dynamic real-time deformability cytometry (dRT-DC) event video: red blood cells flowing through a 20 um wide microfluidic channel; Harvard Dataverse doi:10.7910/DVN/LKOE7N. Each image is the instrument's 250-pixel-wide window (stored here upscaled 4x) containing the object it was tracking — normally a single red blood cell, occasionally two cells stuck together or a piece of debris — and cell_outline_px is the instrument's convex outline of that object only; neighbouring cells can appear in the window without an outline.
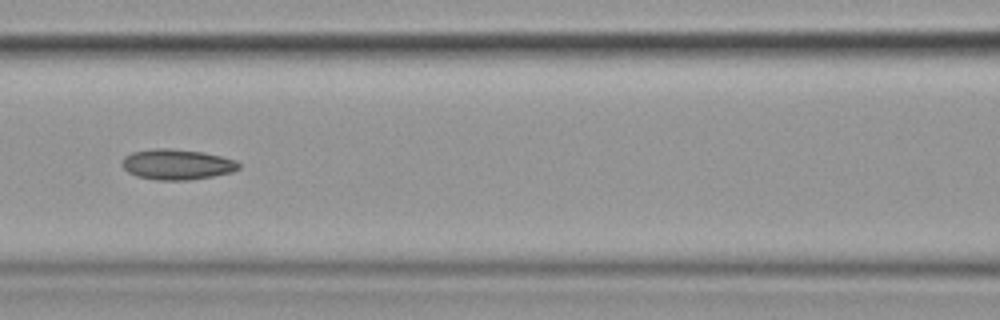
{"species": "common noctule bat (a hibernating species)", "species_latin": "Nyctalus noctula", "temperature_condition": "cold", "stored_images_in_passage": 15, "camera_frame_rate_fps": 3000, "um_per_image_px": 0.085, "animal": {"sex": "female", "body_mass_g": 19.9}, "frame": {"image": 1, "passage_image": 7, "time_ms": 8.333, "image_size_px": [1000, 320], "cell_outline_px": [[240, 168], [232, 172], [212, 176], [188, 180], [156, 180], [136, 176], [128, 172], [120, 164], [124, 156], [132, 152], [156, 148], [172, 148], [204, 152], [236, 160], [240, 164]], "centroid_in_image_um": [15.02, 13.97], "position_along_channel_um": 151.6, "area_um2": 20.87}}
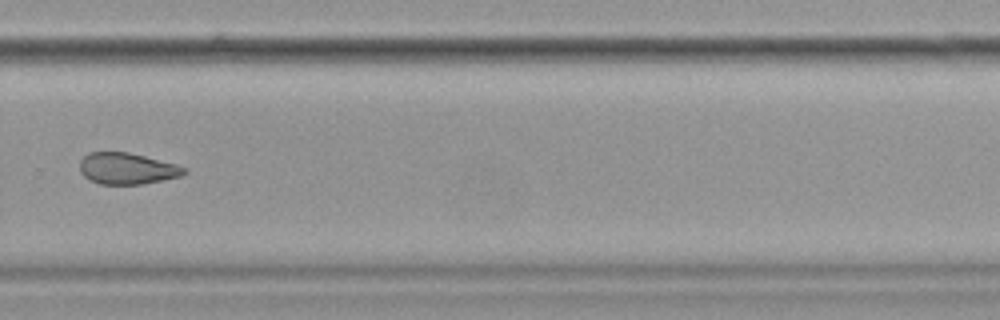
{"frame": {"image": 2, "passage_image": 11, "time_ms": 13.0, "image_size_px": [1000, 320], "cell_outline_px": [[188, 172], [180, 176], [140, 184], [100, 184], [84, 176], [80, 172], [80, 160], [88, 152], [128, 152], [176, 164], [188, 168]], "centroid_in_image_um": [10.8, 14.32], "position_along_channel_um": 319.0, "area_um2": 18.96}}
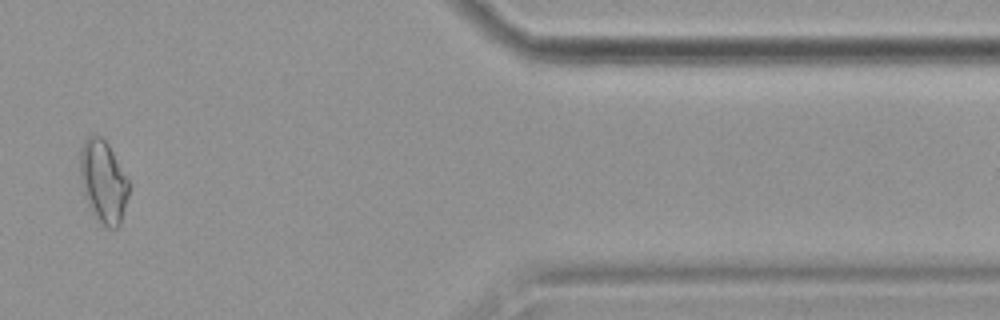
{"frame": {"image": 3, "passage_image": 13, "time_ms": 16.333, "image_size_px": [1000, 320], "cell_outline_px": [[128, 196], [120, 224], [116, 228], [108, 228], [96, 220], [84, 196], [80, 176], [80, 148], [84, 140], [88, 136], [96, 132], [108, 144], [128, 180]], "centroid_in_image_um": [8.75, 15.42], "position_along_channel_um": 402.7, "area_um2": 23.41}, "authors_computed_cell_mechanics": {"area_um2": 20.8658, "velocity_mm_per_s": 3.6138, "shape_relaxation_time_tau1_ms": null, "shape_relaxation_time_tau2_ms": 3.9916, "deformation_change_tau1": null, "deformation_change_tau2": 0.0934}}